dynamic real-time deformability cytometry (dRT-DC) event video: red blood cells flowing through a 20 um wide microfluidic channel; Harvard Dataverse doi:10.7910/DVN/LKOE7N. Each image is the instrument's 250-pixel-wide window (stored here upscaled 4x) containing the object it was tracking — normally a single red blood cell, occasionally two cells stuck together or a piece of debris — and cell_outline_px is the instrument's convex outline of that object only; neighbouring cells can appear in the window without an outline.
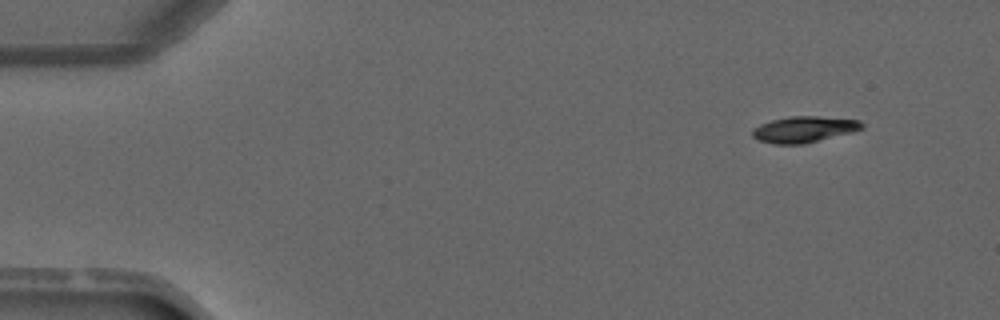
{"species": "common noctule bat (a hibernating species)", "species_latin": "Nyctalus noctula", "temperature_condition": "warm", "stored_images_in_passage": 4, "camera_frame_rate_fps": 3000, "um_per_image_px": 0.085, "animal": {"sex": "male", "forearm_length_mm": 52.5}, "frame": {"image": 1, "passage_image": 1, "time_ms": 0.0, "image_size_px": [1000, 320], "cell_outline_px": [[864, 128], [852, 132], [804, 144], [772, 144], [760, 140], [752, 136], [752, 128], [760, 124], [772, 120], [788, 116], [816, 116], [860, 120], [864, 124]], "centroid_in_image_um": [68.34, 10.99], "position_along_channel_um": 16.7, "area_um2": 16.7}}
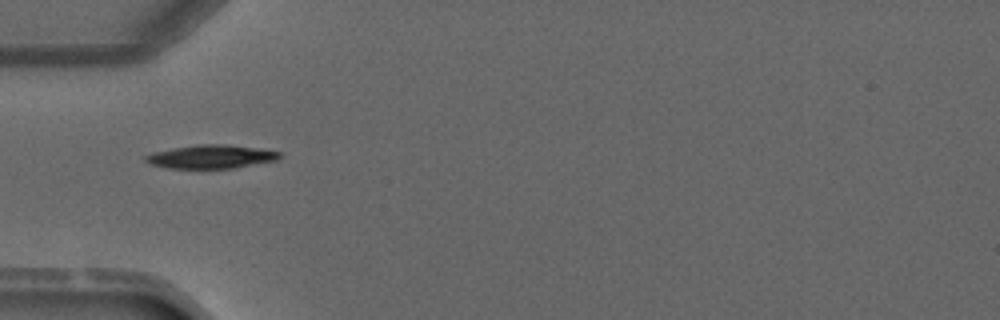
{"frame": {"image": 2, "passage_image": 4, "time_ms": 3.333, "image_size_px": [1000, 320], "cell_outline_px": [[280, 156], [276, 160], [236, 168], [168, 168], [152, 164], [144, 160], [144, 156], [152, 152], [172, 148], [196, 144], [224, 144], [280, 152]], "centroid_in_image_um": [17.88, 13.32], "position_along_channel_um": 67.1, "area_um2": 18.15}}